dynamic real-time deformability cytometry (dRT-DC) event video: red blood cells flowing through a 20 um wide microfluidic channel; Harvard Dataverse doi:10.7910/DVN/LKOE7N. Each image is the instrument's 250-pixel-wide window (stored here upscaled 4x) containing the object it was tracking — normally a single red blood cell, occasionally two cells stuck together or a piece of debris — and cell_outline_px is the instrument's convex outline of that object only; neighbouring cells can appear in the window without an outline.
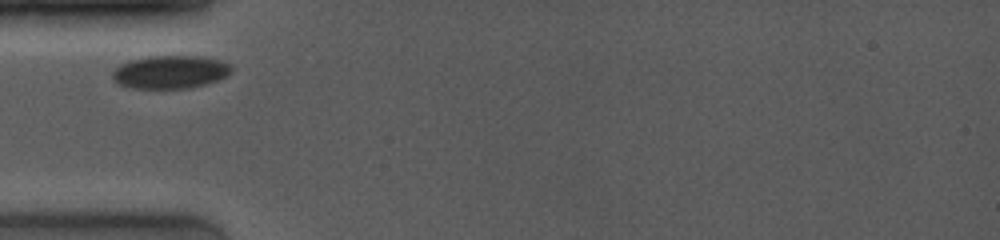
{"species": "common noctule bat (a hibernating species)", "species_latin": "Nyctalus noctula", "temperature_condition": "room temperature", "stored_images_in_passage": 15, "camera_frame_rate_fps": 4000, "um_per_image_px": 0.085, "animal": {"sex": "female", "body_mass_g": 19.0, "forearm_length_mm": 53.3}, "frame": {"image": 1, "passage_image": 1, "time_ms": 0.0, "image_size_px": [1000, 240], "cell_outline_px": [[232, 68], [224, 76], [216, 80], [204, 84], [188, 88], [132, 88], [120, 84], [112, 76], [112, 72], [120, 64], [128, 60], [148, 56], [204, 56], [220, 60], [232, 64]], "centroid_in_image_um": [14.46, 6.1], "position_along_channel_um": 70.5, "area_um2": 22.77}}
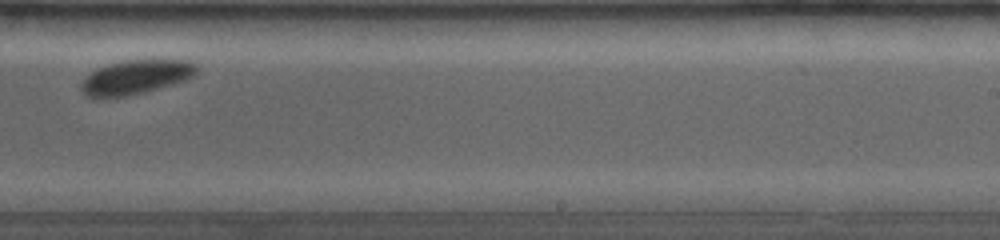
{"frame": {"image": 2, "passage_image": 9, "time_ms": 5.5, "image_size_px": [1000, 240], "cell_outline_px": [[200, 68], [192, 76], [184, 80], [172, 84], [124, 96], [88, 96], [80, 88], [80, 84], [96, 68], [108, 64], [124, 60], [192, 60]], "centroid_in_image_um": [11.59, 6.51], "position_along_channel_um": 277.4, "area_um2": 22.43}}
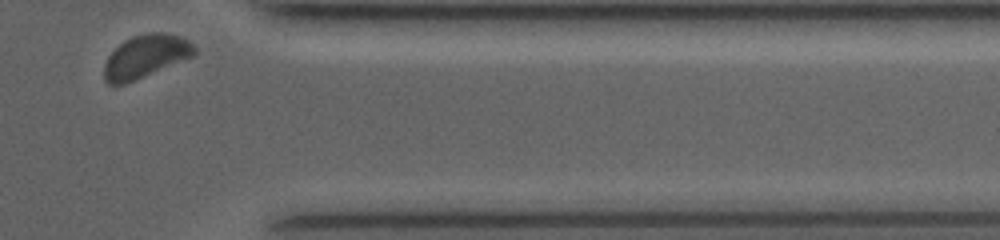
{"frame": {"image": 3, "passage_image": 14, "time_ms": 8.75, "image_size_px": [1000, 240], "cell_outline_px": [[196, 52], [192, 56], [124, 84], [108, 84], [104, 80], [104, 64], [108, 56], [124, 40], [132, 36], [148, 32], [164, 32], [180, 36], [188, 40], [196, 48]], "centroid_in_image_um": [12.35, 4.77], "position_along_channel_um": 399.0, "area_um2": 22.25}}